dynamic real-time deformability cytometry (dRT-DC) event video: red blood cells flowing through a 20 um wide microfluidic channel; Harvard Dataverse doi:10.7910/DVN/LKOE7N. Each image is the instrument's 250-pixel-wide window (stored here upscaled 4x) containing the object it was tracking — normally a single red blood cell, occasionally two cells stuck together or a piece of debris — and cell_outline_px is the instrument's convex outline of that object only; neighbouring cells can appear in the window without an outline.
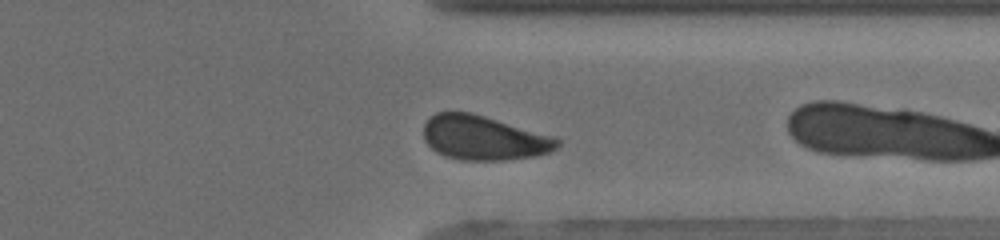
{"species": "human", "species_latin": "Homo sapiens", "temperature_condition": "cold", "stored_images_in_passage": 14, "camera_frame_rate_fps": 3000, "um_per_image_px": 0.085, "donor": {"sex": "male"}, "frame": {"image": 1, "passage_image": 10, "time_ms": 9.0, "image_size_px": [1000, 240], "cell_outline_px": [[560, 144], [552, 152], [536, 156], [504, 160], [460, 160], [444, 156], [436, 152], [424, 140], [424, 124], [436, 112], [472, 112], [556, 136], [560, 140]], "centroid_in_image_um": [41.16, 11.72], "position_along_channel_um": 370.2, "area_um2": 34.97}, "authors_computed_cell_mechanics": {"area_um2": 36.7319, "velocity_mm_per_s": 3.815, "shape_relaxation_time_tau1_ms": 5.0679, "shape_relaxation_time_tau2_ms": null, "deformation_change_tau1": 0.0851, "deformation_change_tau2": null}}